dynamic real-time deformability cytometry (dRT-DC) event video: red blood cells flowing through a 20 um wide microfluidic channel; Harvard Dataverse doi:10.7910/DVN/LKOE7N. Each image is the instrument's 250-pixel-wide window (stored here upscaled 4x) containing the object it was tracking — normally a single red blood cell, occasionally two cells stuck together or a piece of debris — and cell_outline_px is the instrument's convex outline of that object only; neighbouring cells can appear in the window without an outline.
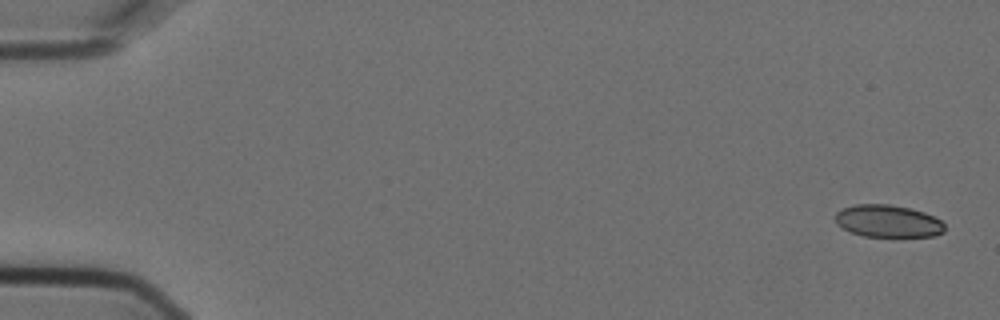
{"species": "Egyptian fruit bat (a non-hibernating species)", "species_latin": "Rousettus aegyptiacus", "temperature_condition": "cold", "stored_images_in_passage": 6, "camera_frame_rate_fps": 3000, "um_per_image_px": 0.085, "animal": {"sex": "female"}, "frame": {"image": 1, "passage_image": 1, "time_ms": 0.0, "image_size_px": [1000, 320], "cell_outline_px": [[944, 232], [936, 236], [864, 236], [852, 232], [836, 224], [836, 212], [844, 208], [856, 204], [888, 204], [908, 208], [924, 212], [940, 220], [944, 224]], "centroid_in_image_um": [75.48, 18.79], "position_along_channel_um": 9.5, "area_um2": 20.35}}